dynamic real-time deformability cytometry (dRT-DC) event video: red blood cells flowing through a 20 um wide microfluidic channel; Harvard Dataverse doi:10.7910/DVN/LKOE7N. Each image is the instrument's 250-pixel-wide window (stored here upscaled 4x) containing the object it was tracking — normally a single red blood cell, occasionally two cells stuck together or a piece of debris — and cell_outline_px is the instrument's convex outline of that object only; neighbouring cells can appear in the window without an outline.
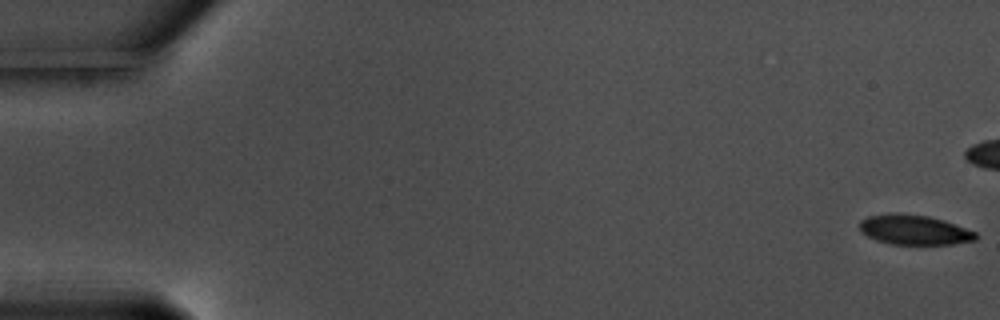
{"species": "common noctule bat (a hibernating species)", "species_latin": "Nyctalus noctula", "temperature_condition": "warm", "stored_images_in_passage": 47, "camera_frame_rate_fps": 3000, "um_per_image_px": 0.085, "animal": {"sex": "male", "body_mass_g": 17.5, "forearm_length_mm": 52.3}, "frame": {"image": 1, "passage_image": 1, "time_ms": 0.0, "image_size_px": [1000, 320], "cell_outline_px": [[976, 240], [952, 244], [892, 244], [876, 240], [860, 232], [860, 220], [868, 216], [888, 212], [900, 212], [928, 216], [944, 220], [976, 232]], "centroid_in_image_um": [77.67, 19.51], "position_along_channel_um": 7.3, "area_um2": 20.35}}
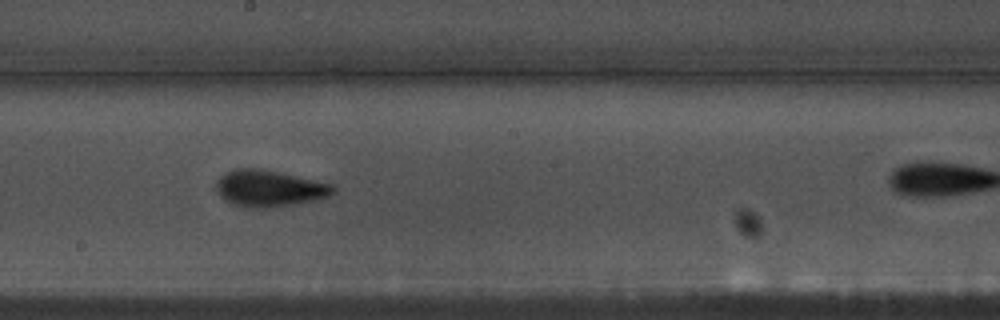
{"frame": {"image": 2, "passage_image": 33, "time_ms": 10.667, "image_size_px": [1000, 320], "cell_outline_px": [[336, 192], [328, 196], [312, 200], [292, 204], [264, 208], [244, 208], [232, 204], [224, 200], [216, 192], [216, 180], [224, 172], [236, 168], [264, 168], [332, 184], [336, 188]], "centroid_in_image_um": [22.83, 16.0], "position_along_channel_um": 225.4, "area_um2": 25.14}}
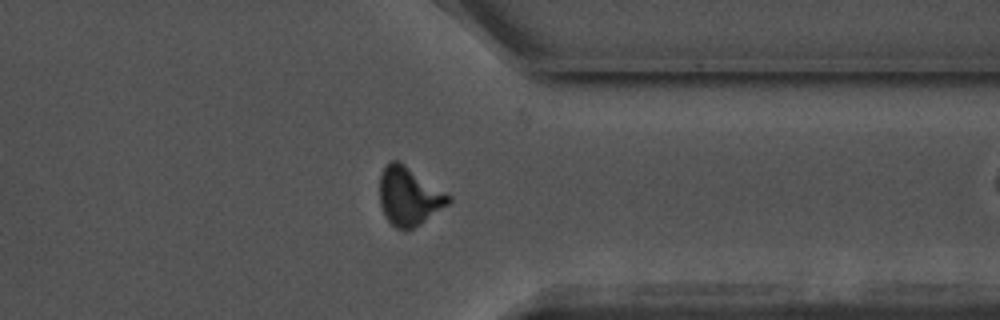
{"frame": {"image": 3, "passage_image": 46, "time_ms": 15.0, "image_size_px": [1000, 320], "cell_outline_px": [[452, 200], [448, 204], [420, 224], [404, 232], [396, 228], [384, 216], [380, 204], [380, 176], [388, 160], [400, 160], [452, 196]], "centroid_in_image_um": [34.76, 16.67], "position_along_channel_um": 376.6, "area_um2": 23.64}}